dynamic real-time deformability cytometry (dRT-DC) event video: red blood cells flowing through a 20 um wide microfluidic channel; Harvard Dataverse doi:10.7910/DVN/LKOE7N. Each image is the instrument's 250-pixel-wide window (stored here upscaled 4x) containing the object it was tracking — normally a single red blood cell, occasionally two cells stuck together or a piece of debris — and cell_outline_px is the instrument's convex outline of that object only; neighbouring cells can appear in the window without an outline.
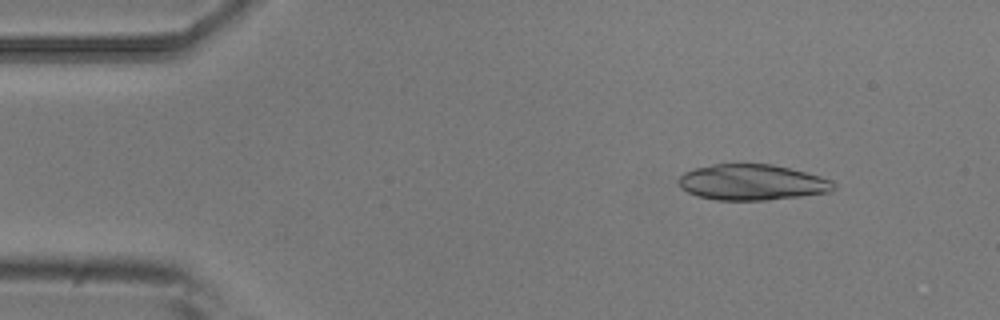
{"species": "common noctule bat (a hibernating species)", "species_latin": "Nyctalus noctula", "temperature_condition": "room temperature", "stored_images_in_passage": 8, "camera_frame_rate_fps": 3000, "um_per_image_px": 0.085, "animal": {"sex": "male", "body_mass_g": 20.5, "forearm_length_mm": 52.5}, "frame": {"image": 1, "passage_image": 2, "time_ms": 0.333, "image_size_px": [1000, 320], "cell_outline_px": [[836, 188], [832, 192], [768, 200], [716, 200], [696, 196], [680, 188], [676, 180], [684, 172], [696, 168], [712, 164], [772, 164], [820, 176], [832, 180], [836, 184]], "centroid_in_image_um": [63.91, 15.5], "position_along_channel_um": 21.1, "area_um2": 32.54}}